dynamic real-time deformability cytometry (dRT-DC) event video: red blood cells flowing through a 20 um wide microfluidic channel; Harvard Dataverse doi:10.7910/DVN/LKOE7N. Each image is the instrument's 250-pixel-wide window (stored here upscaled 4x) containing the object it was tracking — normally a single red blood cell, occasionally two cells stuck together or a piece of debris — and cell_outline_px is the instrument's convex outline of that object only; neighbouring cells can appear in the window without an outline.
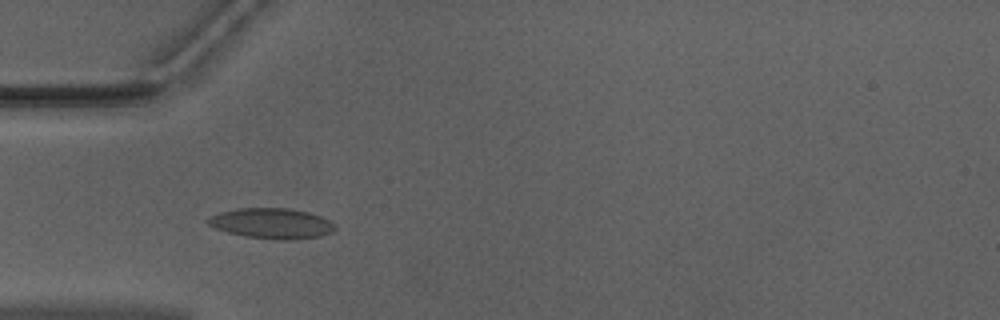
{"species": "Egyptian fruit bat (a non-hibernating species)", "species_latin": "Rousettus aegyptiacus", "temperature_condition": "warm", "stored_images_in_passage": 41, "camera_frame_rate_fps": 3000, "um_per_image_px": 0.085, "animal": {"sex": "male"}, "frame": {"image": 1, "passage_image": 7, "time_ms": 2.0, "image_size_px": [1000, 320], "cell_outline_px": [[336, 228], [332, 232], [320, 236], [292, 240], [280, 240], [244, 236], [228, 232], [216, 228], [208, 224], [204, 220], [208, 216], [220, 212], [236, 208], [288, 208], [308, 212], [320, 216], [336, 224]], "centroid_in_image_um": [23.08, 18.98], "position_along_channel_um": 61.9, "area_um2": 22.66}}
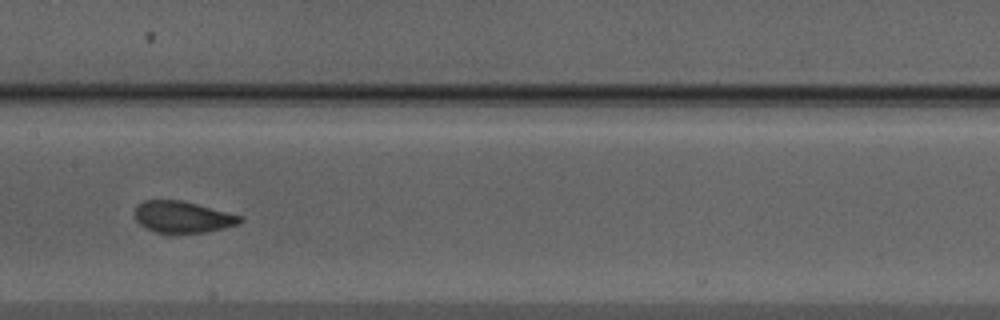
{"frame": {"image": 2, "passage_image": 17, "time_ms": 5.333, "image_size_px": [1000, 320], "cell_outline_px": [[244, 220], [236, 224], [224, 228], [208, 232], [156, 232], [144, 228], [136, 220], [136, 204], [144, 200], [180, 200], [244, 216]], "centroid_in_image_um": [15.53, 18.43], "position_along_channel_um": 191.9, "area_um2": 19.19}}
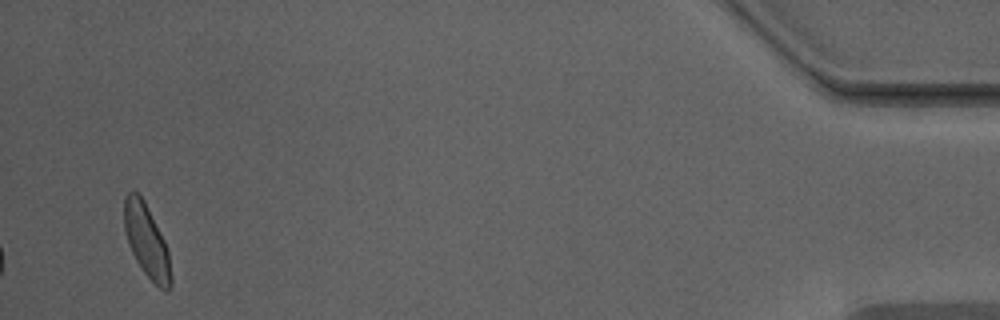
{"frame": {"image": 3, "passage_image": 41, "time_ms": 13.333, "image_size_px": [1000, 320], "cell_outline_px": [[172, 284], [168, 292], [164, 292], [144, 272], [136, 260], [128, 244], [124, 228], [124, 196], [128, 192], [136, 192], [144, 200], [164, 240], [168, 252], [172, 280]], "centroid_in_image_um": [12.46, 20.51], "position_along_channel_um": 422.7, "area_um2": 19.65}, "authors_computed_cell_mechanics": {"area_um2": 19.2474, "velocity_mm_per_s": 3.9376, "shape_relaxation_time_tau1_ms": 4.6349, "shape_relaxation_time_tau2_ms": 0.8186, "deformation_change_tau1": 0.1352, "deformation_change_tau2": 0.0702}}